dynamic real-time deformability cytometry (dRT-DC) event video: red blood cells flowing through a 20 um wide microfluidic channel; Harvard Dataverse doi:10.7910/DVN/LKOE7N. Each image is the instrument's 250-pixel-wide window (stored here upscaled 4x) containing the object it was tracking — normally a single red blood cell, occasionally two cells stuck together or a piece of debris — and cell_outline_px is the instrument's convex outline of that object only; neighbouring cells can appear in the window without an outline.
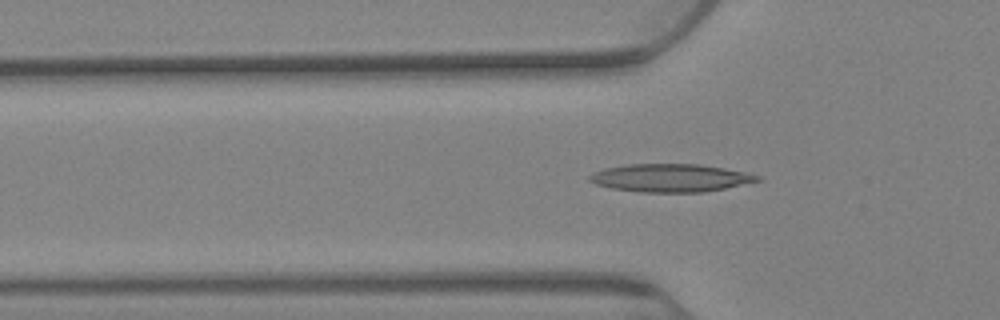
{"species": "Egyptian fruit bat (a non-hibernating species)", "species_latin": "Rousettus aegyptiacus", "temperature_condition": "warm", "stored_images_in_passage": 13, "camera_frame_rate_fps": 3000, "um_per_image_px": 0.085, "animal": {"sex": "female"}, "frame": {"image": 1, "passage_image": 2, "time_ms": 0.333, "image_size_px": [1000, 320], "cell_outline_px": [[760, 180], [724, 188], [704, 192], [640, 192], [612, 188], [596, 184], [588, 180], [588, 176], [604, 168], [628, 164], [700, 164], [724, 168], [744, 172], [760, 176]], "centroid_in_image_um": [56.96, 15.12], "position_along_channel_um": 68.8, "area_um2": 27.11}}
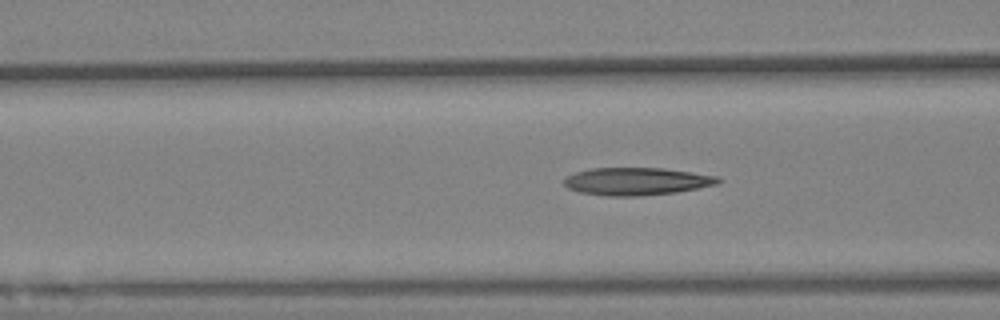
{"frame": {"image": 2, "passage_image": 7, "time_ms": 2.0, "image_size_px": [1000, 320], "cell_outline_px": [[724, 180], [716, 184], [676, 192], [640, 196], [608, 196], [580, 192], [568, 188], [564, 184], [564, 180], [568, 176], [576, 172], [588, 168], [664, 168], [692, 172], [716, 176]], "centroid_in_image_um": [54.11, 15.41], "position_along_channel_um": 112.5, "area_um2": 24.68}}
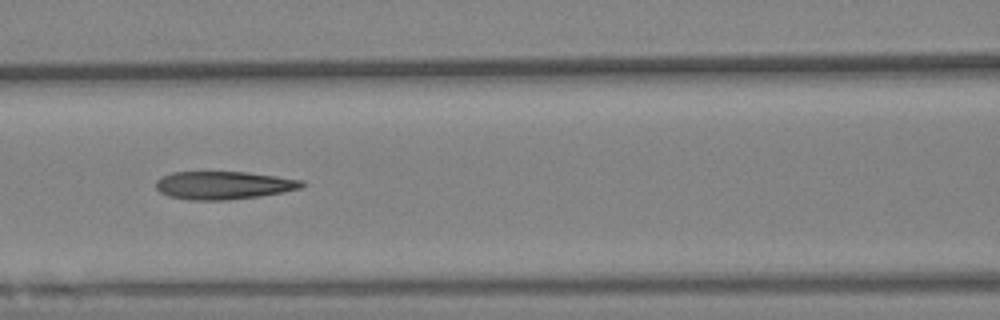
{"frame": {"image": 3, "passage_image": 11, "time_ms": 3.333, "image_size_px": [1000, 320], "cell_outline_px": [[304, 184], [300, 188], [260, 196], [224, 200], [192, 200], [168, 196], [160, 192], [156, 188], [156, 180], [172, 172], [248, 172], [304, 180]], "centroid_in_image_um": [18.99, 15.74], "position_along_channel_um": 147.6, "area_um2": 23.64}}